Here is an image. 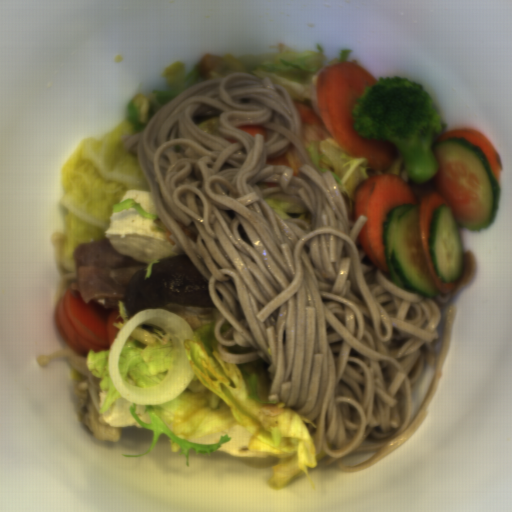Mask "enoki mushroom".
Wrapping results in <instances>:
<instances>
[{"label":"enoki mushroom","mask_w":512,"mask_h":512,"mask_svg":"<svg viewBox=\"0 0 512 512\" xmlns=\"http://www.w3.org/2000/svg\"><path fill=\"white\" fill-rule=\"evenodd\" d=\"M66 236L63 232L51 233L50 241L52 243L54 263L57 268L60 281L57 288L55 299L57 303L66 291H69V286L76 281L77 264L72 263L66 259L64 254V244Z\"/></svg>","instance_id":"enoki-mushroom-2"},{"label":"enoki mushroom","mask_w":512,"mask_h":512,"mask_svg":"<svg viewBox=\"0 0 512 512\" xmlns=\"http://www.w3.org/2000/svg\"><path fill=\"white\" fill-rule=\"evenodd\" d=\"M64 359L78 373L74 390L78 401V420L98 440L117 442L122 431L104 422L101 413L100 378L87 366V354L74 353L70 349H60L51 354H41L36 358L37 365L47 368L51 361Z\"/></svg>","instance_id":"enoki-mushroom-1"}]
</instances>
